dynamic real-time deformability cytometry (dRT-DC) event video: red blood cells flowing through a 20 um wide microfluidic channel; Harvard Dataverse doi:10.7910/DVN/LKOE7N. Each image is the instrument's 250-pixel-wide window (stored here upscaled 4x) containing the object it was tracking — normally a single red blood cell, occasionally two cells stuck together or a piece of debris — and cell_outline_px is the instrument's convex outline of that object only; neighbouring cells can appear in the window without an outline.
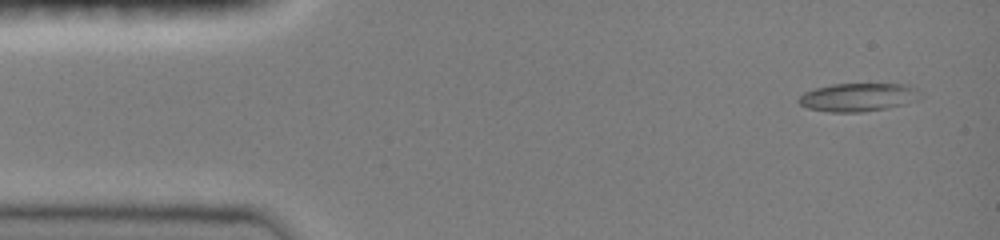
{"species": "common noctule bat (a hibernating species)", "species_latin": "Nyctalus noctula", "temperature_condition": "room temperature", "stored_images_in_passage": 4, "camera_frame_rate_fps": 3000, "um_per_image_px": 0.085, "animal": {"sex": "female", "body_mass_g": 19.0, "forearm_length_mm": 51.5}, "frame": {"image": 1, "passage_image": 1, "time_ms": 0.0, "image_size_px": [1000, 240], "cell_outline_px": [[924, 96], [916, 100], [904, 104], [884, 108], [860, 112], [828, 112], [808, 108], [800, 104], [796, 100], [804, 92], [816, 88], [832, 84], [908, 84], [916, 88]], "centroid_in_image_um": [72.95, 8.26], "position_along_channel_um": 12.0, "area_um2": 20.06}}
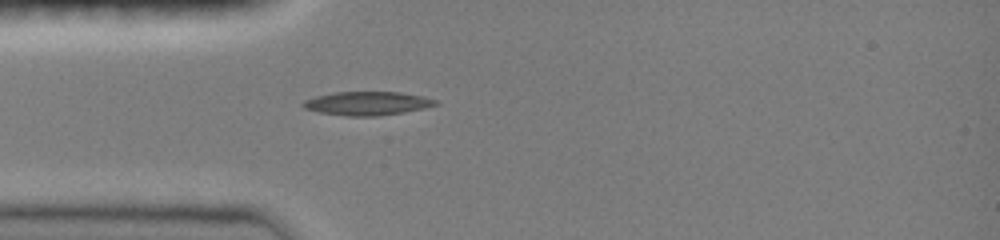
{"frame": {"image": 2, "passage_image": 4, "time_ms": 1.0, "image_size_px": [1000, 240], "cell_outline_px": [[440, 104], [424, 108], [404, 112], [376, 116], [348, 116], [320, 112], [304, 108], [300, 104], [304, 100], [316, 96], [336, 92], [400, 92], [424, 96], [436, 100]], "centroid_in_image_um": [31.23, 8.78], "position_along_channel_um": 53.8, "area_um2": 18.21}}